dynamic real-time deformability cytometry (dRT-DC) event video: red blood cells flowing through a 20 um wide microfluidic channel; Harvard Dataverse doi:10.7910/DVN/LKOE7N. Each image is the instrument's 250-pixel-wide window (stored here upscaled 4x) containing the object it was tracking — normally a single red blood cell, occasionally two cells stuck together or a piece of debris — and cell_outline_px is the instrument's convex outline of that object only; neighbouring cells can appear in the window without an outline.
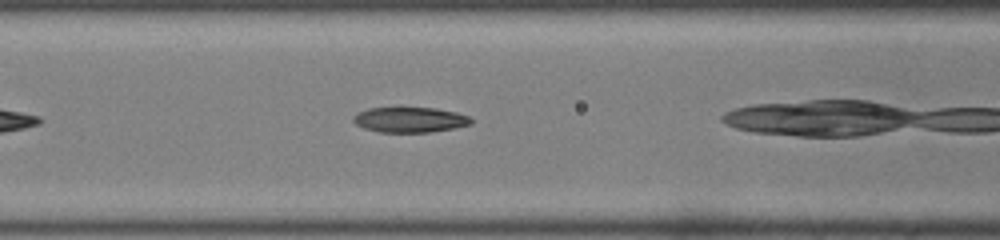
{"species": "common noctule bat (a hibernating species)", "species_latin": "Nyctalus noctula", "temperature_condition": "room temperature", "stored_images_in_passage": 12, "camera_frame_rate_fps": 3000, "um_per_image_px": 0.085, "animal": {"sex": "male", "body_mass_g": 19.0, "forearm_length_mm": 50.8}, "frame": {"image": 1, "passage_image": 3, "time_ms": 0.667, "image_size_px": [1000, 240], "cell_outline_px": [[472, 124], [452, 128], [428, 132], [380, 132], [364, 128], [356, 124], [352, 120], [352, 116], [368, 108], [436, 108], [456, 112], [468, 116], [472, 120]], "centroid_in_image_um": [34.83, 10.18], "position_along_channel_um": 131.8, "area_um2": 17.17}}
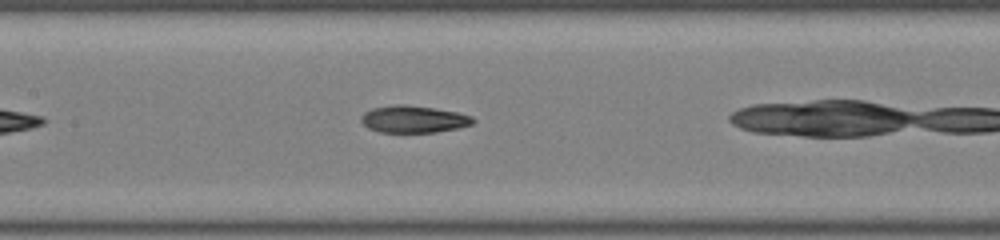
{"frame": {"image": 2, "passage_image": 6, "time_ms": 1.667, "image_size_px": [1000, 240], "cell_outline_px": [[476, 120], [472, 124], [456, 128], [436, 132], [380, 132], [368, 128], [360, 120], [360, 116], [364, 112], [372, 108], [392, 104], [408, 104], [436, 108], [456, 112], [472, 116]], "centroid_in_image_um": [35.13, 10.11], "position_along_channel_um": 172.3, "area_um2": 17.8}}